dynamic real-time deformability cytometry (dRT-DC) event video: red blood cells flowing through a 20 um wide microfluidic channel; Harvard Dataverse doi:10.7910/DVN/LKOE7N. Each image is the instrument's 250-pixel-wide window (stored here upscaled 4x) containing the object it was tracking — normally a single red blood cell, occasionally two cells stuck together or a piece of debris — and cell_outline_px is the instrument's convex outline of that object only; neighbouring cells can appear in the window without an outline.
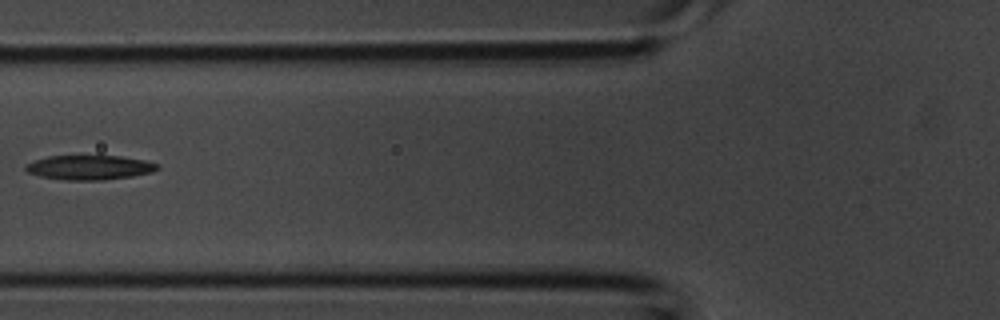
{"species": "common noctule bat (a hibernating species)", "species_latin": "Nyctalus noctula", "temperature_condition": "room temperature", "stored_images_in_passage": 2, "camera_frame_rate_fps": 3000, "um_per_image_px": 0.085, "animal": {"sex": "male", "body_mass_g": 20.1, "forearm_length_mm": 53.5}, "frame": {"image": 1, "passage_image": 2, "time_ms": 0.333, "image_size_px": [1000, 320], "cell_outline_px": [[160, 168], [152, 172], [132, 176], [100, 180], [68, 180], [40, 176], [28, 172], [24, 168], [24, 164], [32, 160], [48, 156], [120, 156], [144, 160], [160, 164]], "centroid_in_image_um": [7.59, 14.23], "position_along_channel_um": 118.2, "area_um2": 18.84}}